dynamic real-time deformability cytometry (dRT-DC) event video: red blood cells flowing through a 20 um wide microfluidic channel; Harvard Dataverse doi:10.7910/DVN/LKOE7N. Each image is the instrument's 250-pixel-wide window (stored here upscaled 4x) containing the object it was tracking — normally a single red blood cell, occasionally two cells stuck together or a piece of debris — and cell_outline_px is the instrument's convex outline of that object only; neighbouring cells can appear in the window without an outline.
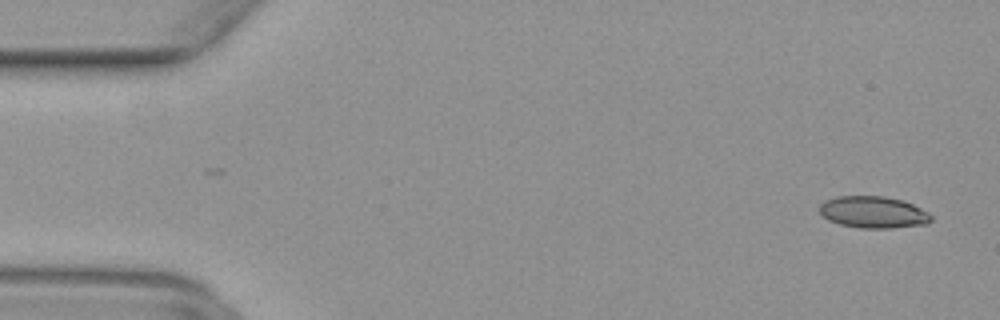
{"species": "common noctule bat (a hibernating species)", "species_latin": "Nyctalus noctula", "temperature_condition": "warm", "stored_images_in_passage": 49, "camera_frame_rate_fps": 3000, "um_per_image_px": 0.085, "animal": {"sex": "female", "body_mass_g": 29.2, "forearm_length_mm": 56.3}, "frame": {"image": 1, "passage_image": 2, "time_ms": 0.333, "image_size_px": [1000, 320], "cell_outline_px": [[932, 220], [928, 224], [892, 228], [860, 228], [840, 224], [828, 220], [820, 216], [820, 204], [824, 200], [836, 196], [884, 196], [904, 200], [928, 212], [932, 216]], "centroid_in_image_um": [74.22, 18.03], "position_along_channel_um": 10.8, "area_um2": 20.92}}
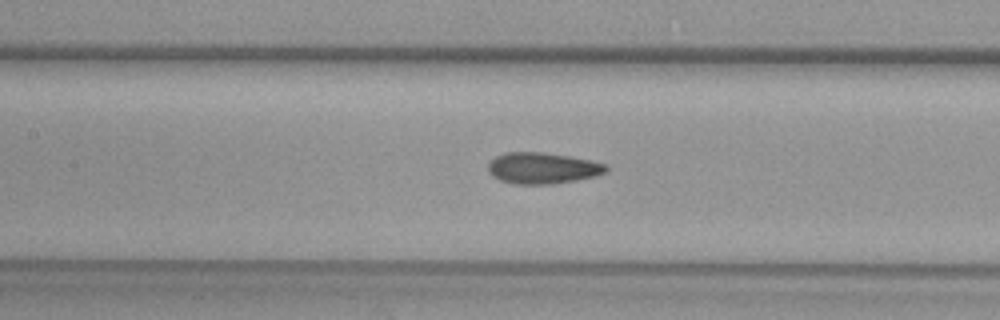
{"frame": {"image": 2, "passage_image": 22, "time_ms": 7.0, "image_size_px": [1000, 320], "cell_outline_px": [[608, 172], [596, 176], [576, 180], [552, 184], [512, 184], [500, 180], [492, 176], [488, 172], [488, 164], [496, 156], [504, 152], [540, 152], [568, 156], [608, 164]], "centroid_in_image_um": [46.11, 14.3], "position_along_channel_um": 161.3, "area_um2": 21.56}}
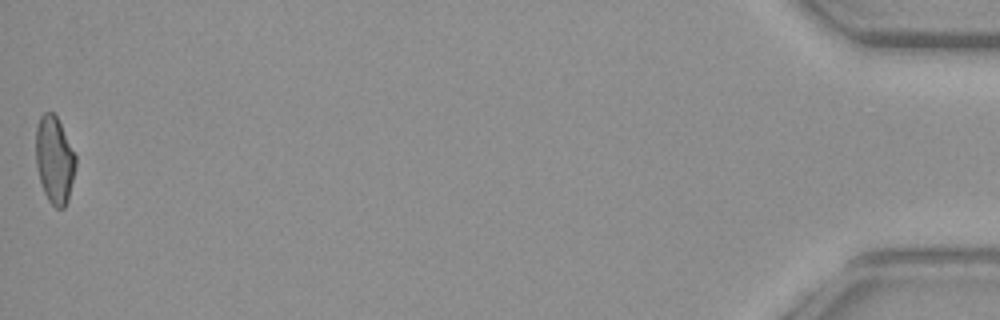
{"frame": {"image": 3, "passage_image": 49, "time_ms": 16.0, "image_size_px": [1000, 320], "cell_outline_px": [[76, 164], [68, 200], [64, 208], [56, 208], [48, 200], [44, 192], [40, 180], [36, 164], [36, 128], [40, 116], [44, 112], [52, 112], [56, 116], [76, 156]], "centroid_in_image_um": [4.62, 13.6], "position_along_channel_um": 430.6, "area_um2": 20.0}}